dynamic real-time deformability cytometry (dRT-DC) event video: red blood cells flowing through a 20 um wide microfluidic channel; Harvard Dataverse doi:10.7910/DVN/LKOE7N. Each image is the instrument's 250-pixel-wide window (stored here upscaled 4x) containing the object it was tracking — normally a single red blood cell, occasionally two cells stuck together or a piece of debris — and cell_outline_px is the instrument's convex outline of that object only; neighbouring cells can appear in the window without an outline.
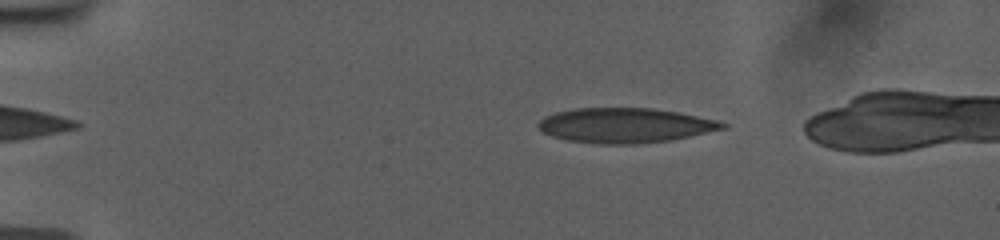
{"species": "human", "species_latin": "Homo sapiens", "temperature_condition": "room temperature", "stored_images_in_passage": 47, "camera_frame_rate_fps": 3000, "um_per_image_px": 0.085, "donor": {"sex": "female"}, "frame": {"image": 1, "passage_image": 4, "time_ms": 1.0, "image_size_px": [1000, 240], "cell_outline_px": [[728, 128], [672, 140], [636, 144], [600, 144], [568, 140], [552, 136], [544, 132], [536, 124], [544, 116], [556, 112], [576, 108], [652, 108], [676, 112], [716, 120], [728, 124]], "centroid_in_image_um": [53.14, 10.66], "position_along_channel_um": 31.9, "area_um2": 37.34}}
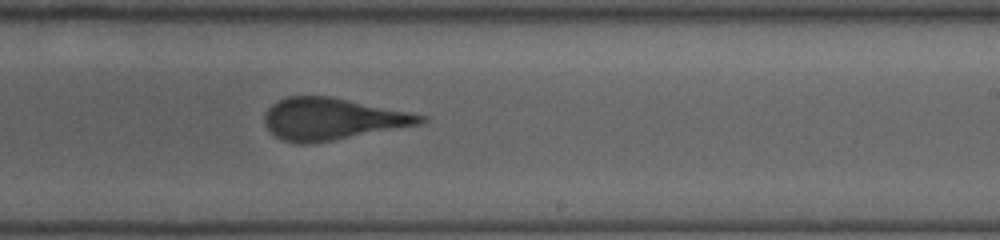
{"frame": {"image": 2, "passage_image": 28, "time_ms": 9.0, "image_size_px": [1000, 240], "cell_outline_px": [[428, 120], [420, 124], [312, 144], [296, 144], [284, 140], [276, 136], [264, 124], [264, 116], [268, 108], [272, 104], [288, 96], [332, 96], [428, 116]], "centroid_in_image_um": [28.23, 10.11], "position_along_channel_um": 260.8, "area_um2": 37.92}}
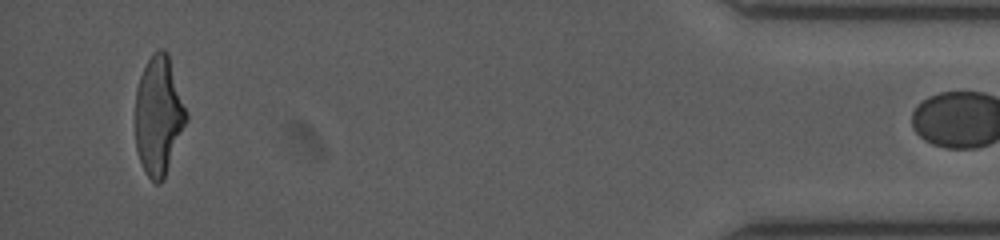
{"frame": {"image": 3, "passage_image": 46, "time_ms": 15.0, "image_size_px": [1000, 240], "cell_outline_px": [[188, 120], [164, 180], [160, 184], [156, 184], [148, 176], [140, 160], [136, 148], [136, 88], [140, 76], [152, 52], [156, 48], [164, 48], [168, 52], [188, 112]], "centroid_in_image_um": [13.51, 9.8], "position_along_channel_um": 421.7, "area_um2": 35.72}}